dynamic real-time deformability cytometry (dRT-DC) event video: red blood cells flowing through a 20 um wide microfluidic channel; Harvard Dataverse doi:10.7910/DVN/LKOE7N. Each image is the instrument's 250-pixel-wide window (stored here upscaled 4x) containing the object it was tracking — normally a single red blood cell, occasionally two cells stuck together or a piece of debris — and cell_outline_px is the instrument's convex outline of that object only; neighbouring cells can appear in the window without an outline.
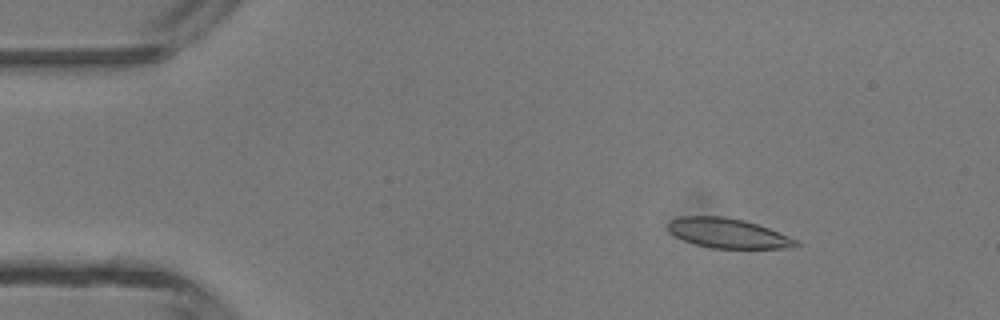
{"species": "common noctule bat (a hibernating species)", "species_latin": "Nyctalus noctula", "temperature_condition": "room temperature", "stored_images_in_passage": 4, "camera_frame_rate_fps": 3000, "um_per_image_px": 0.085, "animal": {"sex": "male", "body_mass_g": 13.3}, "frame": {"image": 1, "passage_image": 3, "time_ms": 2.0, "image_size_px": [1000, 320], "cell_outline_px": [[800, 244], [780, 248], [712, 248], [696, 244], [684, 240], [676, 236], [668, 228], [668, 224], [672, 220], [680, 216], [724, 216], [744, 220], [768, 228], [788, 236], [796, 240]], "centroid_in_image_um": [61.84, 19.81], "position_along_channel_um": 23.2, "area_um2": 21.68}}